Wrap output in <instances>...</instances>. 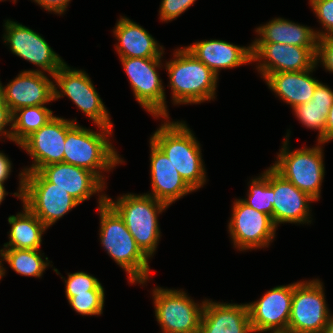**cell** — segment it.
Returning <instances> with one entry per match:
<instances>
[{"label":"cell","mask_w":333,"mask_h":333,"mask_svg":"<svg viewBox=\"0 0 333 333\" xmlns=\"http://www.w3.org/2000/svg\"><path fill=\"white\" fill-rule=\"evenodd\" d=\"M106 198V195L99 196L101 244L117 265L128 273L130 283L143 284L150 274L149 258L137 246L123 219Z\"/></svg>","instance_id":"obj_1"},{"label":"cell","mask_w":333,"mask_h":333,"mask_svg":"<svg viewBox=\"0 0 333 333\" xmlns=\"http://www.w3.org/2000/svg\"><path fill=\"white\" fill-rule=\"evenodd\" d=\"M150 140L162 150L193 190L205 184L200 144L184 122H164Z\"/></svg>","instance_id":"obj_2"},{"label":"cell","mask_w":333,"mask_h":333,"mask_svg":"<svg viewBox=\"0 0 333 333\" xmlns=\"http://www.w3.org/2000/svg\"><path fill=\"white\" fill-rule=\"evenodd\" d=\"M98 127L100 133L80 127L77 123L67 130L64 163L93 172L105 183L100 170L109 171L122 160L106 136L111 135L112 128Z\"/></svg>","instance_id":"obj_3"},{"label":"cell","mask_w":333,"mask_h":333,"mask_svg":"<svg viewBox=\"0 0 333 333\" xmlns=\"http://www.w3.org/2000/svg\"><path fill=\"white\" fill-rule=\"evenodd\" d=\"M166 63L174 104H194L211 100L218 76L186 48L178 49Z\"/></svg>","instance_id":"obj_4"},{"label":"cell","mask_w":333,"mask_h":333,"mask_svg":"<svg viewBox=\"0 0 333 333\" xmlns=\"http://www.w3.org/2000/svg\"><path fill=\"white\" fill-rule=\"evenodd\" d=\"M106 202L123 219L137 246L150 258L160 239L157 214L168 206L148 194H125L116 202L111 198H106Z\"/></svg>","instance_id":"obj_5"},{"label":"cell","mask_w":333,"mask_h":333,"mask_svg":"<svg viewBox=\"0 0 333 333\" xmlns=\"http://www.w3.org/2000/svg\"><path fill=\"white\" fill-rule=\"evenodd\" d=\"M19 191L15 196L23 201L48 228L79 203L56 184L49 182L39 171L19 174Z\"/></svg>","instance_id":"obj_6"},{"label":"cell","mask_w":333,"mask_h":333,"mask_svg":"<svg viewBox=\"0 0 333 333\" xmlns=\"http://www.w3.org/2000/svg\"><path fill=\"white\" fill-rule=\"evenodd\" d=\"M289 135L283 144L281 152L278 154V160L271 166L284 179L291 182L299 190L308 193L316 200L320 197L321 184L324 178L323 152L318 145L313 148L298 149L289 151Z\"/></svg>","instance_id":"obj_7"},{"label":"cell","mask_w":333,"mask_h":333,"mask_svg":"<svg viewBox=\"0 0 333 333\" xmlns=\"http://www.w3.org/2000/svg\"><path fill=\"white\" fill-rule=\"evenodd\" d=\"M155 316L163 333H199L205 301L201 306L183 291L154 288Z\"/></svg>","instance_id":"obj_8"},{"label":"cell","mask_w":333,"mask_h":333,"mask_svg":"<svg viewBox=\"0 0 333 333\" xmlns=\"http://www.w3.org/2000/svg\"><path fill=\"white\" fill-rule=\"evenodd\" d=\"M52 78L57 83L53 84L54 100L67 95L97 126L113 127L102 99L84 71L70 69L64 63ZM55 85H58L61 90H57Z\"/></svg>","instance_id":"obj_9"},{"label":"cell","mask_w":333,"mask_h":333,"mask_svg":"<svg viewBox=\"0 0 333 333\" xmlns=\"http://www.w3.org/2000/svg\"><path fill=\"white\" fill-rule=\"evenodd\" d=\"M320 280L293 283V299L288 322L295 333H324L329 314Z\"/></svg>","instance_id":"obj_10"},{"label":"cell","mask_w":333,"mask_h":333,"mask_svg":"<svg viewBox=\"0 0 333 333\" xmlns=\"http://www.w3.org/2000/svg\"><path fill=\"white\" fill-rule=\"evenodd\" d=\"M120 59L137 102L153 116L168 119L164 87L156 71L161 57Z\"/></svg>","instance_id":"obj_11"},{"label":"cell","mask_w":333,"mask_h":333,"mask_svg":"<svg viewBox=\"0 0 333 333\" xmlns=\"http://www.w3.org/2000/svg\"><path fill=\"white\" fill-rule=\"evenodd\" d=\"M233 206L229 231L235 248L242 250L268 247L277 228L272 217L237 199Z\"/></svg>","instance_id":"obj_12"},{"label":"cell","mask_w":333,"mask_h":333,"mask_svg":"<svg viewBox=\"0 0 333 333\" xmlns=\"http://www.w3.org/2000/svg\"><path fill=\"white\" fill-rule=\"evenodd\" d=\"M252 61L262 62L257 69L267 74L304 71L316 64L317 47H301L283 43H252Z\"/></svg>","instance_id":"obj_13"},{"label":"cell","mask_w":333,"mask_h":333,"mask_svg":"<svg viewBox=\"0 0 333 333\" xmlns=\"http://www.w3.org/2000/svg\"><path fill=\"white\" fill-rule=\"evenodd\" d=\"M76 122L54 116L39 130L32 133L21 144L34 159V163L23 172L39 171L42 167L64 162L67 130Z\"/></svg>","instance_id":"obj_14"},{"label":"cell","mask_w":333,"mask_h":333,"mask_svg":"<svg viewBox=\"0 0 333 333\" xmlns=\"http://www.w3.org/2000/svg\"><path fill=\"white\" fill-rule=\"evenodd\" d=\"M5 30L4 42L6 44L9 43L11 52L37 65L51 76L65 63L52 50L45 39L32 29L20 23L7 20Z\"/></svg>","instance_id":"obj_15"},{"label":"cell","mask_w":333,"mask_h":333,"mask_svg":"<svg viewBox=\"0 0 333 333\" xmlns=\"http://www.w3.org/2000/svg\"><path fill=\"white\" fill-rule=\"evenodd\" d=\"M293 299V284L277 286L265 293L262 298L248 303L252 331L287 330Z\"/></svg>","instance_id":"obj_16"},{"label":"cell","mask_w":333,"mask_h":333,"mask_svg":"<svg viewBox=\"0 0 333 333\" xmlns=\"http://www.w3.org/2000/svg\"><path fill=\"white\" fill-rule=\"evenodd\" d=\"M40 70L21 72L18 77L3 87L0 92L13 113L17 109L29 106H44L54 100V85Z\"/></svg>","instance_id":"obj_17"},{"label":"cell","mask_w":333,"mask_h":333,"mask_svg":"<svg viewBox=\"0 0 333 333\" xmlns=\"http://www.w3.org/2000/svg\"><path fill=\"white\" fill-rule=\"evenodd\" d=\"M150 147L152 193L148 195L169 206L194 191L152 140H150Z\"/></svg>","instance_id":"obj_18"},{"label":"cell","mask_w":333,"mask_h":333,"mask_svg":"<svg viewBox=\"0 0 333 333\" xmlns=\"http://www.w3.org/2000/svg\"><path fill=\"white\" fill-rule=\"evenodd\" d=\"M314 200L273 169V222L276 227L279 223L311 222L309 203Z\"/></svg>","instance_id":"obj_19"},{"label":"cell","mask_w":333,"mask_h":333,"mask_svg":"<svg viewBox=\"0 0 333 333\" xmlns=\"http://www.w3.org/2000/svg\"><path fill=\"white\" fill-rule=\"evenodd\" d=\"M39 172L49 182L66 190L79 204L105 188L93 172L64 162L46 165Z\"/></svg>","instance_id":"obj_20"},{"label":"cell","mask_w":333,"mask_h":333,"mask_svg":"<svg viewBox=\"0 0 333 333\" xmlns=\"http://www.w3.org/2000/svg\"><path fill=\"white\" fill-rule=\"evenodd\" d=\"M199 333H253L247 304L205 300Z\"/></svg>","instance_id":"obj_21"},{"label":"cell","mask_w":333,"mask_h":333,"mask_svg":"<svg viewBox=\"0 0 333 333\" xmlns=\"http://www.w3.org/2000/svg\"><path fill=\"white\" fill-rule=\"evenodd\" d=\"M217 76L219 69L235 68L252 62V47H240L223 40H207L185 47Z\"/></svg>","instance_id":"obj_22"},{"label":"cell","mask_w":333,"mask_h":333,"mask_svg":"<svg viewBox=\"0 0 333 333\" xmlns=\"http://www.w3.org/2000/svg\"><path fill=\"white\" fill-rule=\"evenodd\" d=\"M316 65L304 71L267 74L264 79L270 90L294 108L312 99L314 91L320 83L319 80L310 76V72H313Z\"/></svg>","instance_id":"obj_23"},{"label":"cell","mask_w":333,"mask_h":333,"mask_svg":"<svg viewBox=\"0 0 333 333\" xmlns=\"http://www.w3.org/2000/svg\"><path fill=\"white\" fill-rule=\"evenodd\" d=\"M113 32L119 41L116 49L120 58H154L163 54V47L152 35L129 18L119 19Z\"/></svg>","instance_id":"obj_24"},{"label":"cell","mask_w":333,"mask_h":333,"mask_svg":"<svg viewBox=\"0 0 333 333\" xmlns=\"http://www.w3.org/2000/svg\"><path fill=\"white\" fill-rule=\"evenodd\" d=\"M260 35L253 43H283L301 47H317L318 36L313 29L292 21L275 18L256 29Z\"/></svg>","instance_id":"obj_25"},{"label":"cell","mask_w":333,"mask_h":333,"mask_svg":"<svg viewBox=\"0 0 333 333\" xmlns=\"http://www.w3.org/2000/svg\"><path fill=\"white\" fill-rule=\"evenodd\" d=\"M23 208L24 212L8 218V222L11 225L9 231L10 241L4 244V247L27 250L39 249L42 242V234L47 227L25 205H23Z\"/></svg>","instance_id":"obj_26"},{"label":"cell","mask_w":333,"mask_h":333,"mask_svg":"<svg viewBox=\"0 0 333 333\" xmlns=\"http://www.w3.org/2000/svg\"><path fill=\"white\" fill-rule=\"evenodd\" d=\"M332 104L333 91L320 82L309 102L293 108L295 116L303 125L319 130L318 142L325 143L326 119Z\"/></svg>","instance_id":"obj_27"},{"label":"cell","mask_w":333,"mask_h":333,"mask_svg":"<svg viewBox=\"0 0 333 333\" xmlns=\"http://www.w3.org/2000/svg\"><path fill=\"white\" fill-rule=\"evenodd\" d=\"M54 117L46 106H29L13 112L11 140L20 145Z\"/></svg>","instance_id":"obj_28"},{"label":"cell","mask_w":333,"mask_h":333,"mask_svg":"<svg viewBox=\"0 0 333 333\" xmlns=\"http://www.w3.org/2000/svg\"><path fill=\"white\" fill-rule=\"evenodd\" d=\"M39 249H13L3 248L0 250V256L10 265L18 274L24 276L41 277L49 262H45L39 255Z\"/></svg>","instance_id":"obj_29"},{"label":"cell","mask_w":333,"mask_h":333,"mask_svg":"<svg viewBox=\"0 0 333 333\" xmlns=\"http://www.w3.org/2000/svg\"><path fill=\"white\" fill-rule=\"evenodd\" d=\"M248 199H241L253 209L267 214L273 220V168L270 167L259 178L252 179Z\"/></svg>","instance_id":"obj_30"},{"label":"cell","mask_w":333,"mask_h":333,"mask_svg":"<svg viewBox=\"0 0 333 333\" xmlns=\"http://www.w3.org/2000/svg\"><path fill=\"white\" fill-rule=\"evenodd\" d=\"M104 291H87L76 294L68 302L72 308L82 315H100L104 307Z\"/></svg>","instance_id":"obj_31"},{"label":"cell","mask_w":333,"mask_h":333,"mask_svg":"<svg viewBox=\"0 0 333 333\" xmlns=\"http://www.w3.org/2000/svg\"><path fill=\"white\" fill-rule=\"evenodd\" d=\"M65 283L67 300L76 296V294L87 293V291H104L98 279L85 272L68 274V279L65 280Z\"/></svg>","instance_id":"obj_32"},{"label":"cell","mask_w":333,"mask_h":333,"mask_svg":"<svg viewBox=\"0 0 333 333\" xmlns=\"http://www.w3.org/2000/svg\"><path fill=\"white\" fill-rule=\"evenodd\" d=\"M310 5L326 32H316L318 38L333 37V0H310Z\"/></svg>","instance_id":"obj_33"},{"label":"cell","mask_w":333,"mask_h":333,"mask_svg":"<svg viewBox=\"0 0 333 333\" xmlns=\"http://www.w3.org/2000/svg\"><path fill=\"white\" fill-rule=\"evenodd\" d=\"M196 0H162L160 5V19L172 21L185 12Z\"/></svg>","instance_id":"obj_34"},{"label":"cell","mask_w":333,"mask_h":333,"mask_svg":"<svg viewBox=\"0 0 333 333\" xmlns=\"http://www.w3.org/2000/svg\"><path fill=\"white\" fill-rule=\"evenodd\" d=\"M316 64L321 60L323 66L333 73V37L318 38Z\"/></svg>","instance_id":"obj_35"},{"label":"cell","mask_w":333,"mask_h":333,"mask_svg":"<svg viewBox=\"0 0 333 333\" xmlns=\"http://www.w3.org/2000/svg\"><path fill=\"white\" fill-rule=\"evenodd\" d=\"M12 117H13V113L11 112L9 106L5 103L1 92H0V135H6V137H8V139L11 140V130H12ZM11 123V129L10 131H6V129L4 127H6V125H10ZM5 129V130H4Z\"/></svg>","instance_id":"obj_36"},{"label":"cell","mask_w":333,"mask_h":333,"mask_svg":"<svg viewBox=\"0 0 333 333\" xmlns=\"http://www.w3.org/2000/svg\"><path fill=\"white\" fill-rule=\"evenodd\" d=\"M40 6L48 11L62 14L66 10L70 0H34Z\"/></svg>","instance_id":"obj_37"},{"label":"cell","mask_w":333,"mask_h":333,"mask_svg":"<svg viewBox=\"0 0 333 333\" xmlns=\"http://www.w3.org/2000/svg\"><path fill=\"white\" fill-rule=\"evenodd\" d=\"M11 173V162L5 154L0 152V183L8 179Z\"/></svg>","instance_id":"obj_38"},{"label":"cell","mask_w":333,"mask_h":333,"mask_svg":"<svg viewBox=\"0 0 333 333\" xmlns=\"http://www.w3.org/2000/svg\"><path fill=\"white\" fill-rule=\"evenodd\" d=\"M332 139H333V104L329 108V113L326 119L325 142L331 141Z\"/></svg>","instance_id":"obj_39"},{"label":"cell","mask_w":333,"mask_h":333,"mask_svg":"<svg viewBox=\"0 0 333 333\" xmlns=\"http://www.w3.org/2000/svg\"><path fill=\"white\" fill-rule=\"evenodd\" d=\"M324 333H333V316L329 315Z\"/></svg>","instance_id":"obj_40"},{"label":"cell","mask_w":333,"mask_h":333,"mask_svg":"<svg viewBox=\"0 0 333 333\" xmlns=\"http://www.w3.org/2000/svg\"><path fill=\"white\" fill-rule=\"evenodd\" d=\"M5 195H7V193L5 191L4 184L0 183V204L4 200Z\"/></svg>","instance_id":"obj_41"},{"label":"cell","mask_w":333,"mask_h":333,"mask_svg":"<svg viewBox=\"0 0 333 333\" xmlns=\"http://www.w3.org/2000/svg\"><path fill=\"white\" fill-rule=\"evenodd\" d=\"M270 333H295V332L289 330H277V331H271Z\"/></svg>","instance_id":"obj_42"},{"label":"cell","mask_w":333,"mask_h":333,"mask_svg":"<svg viewBox=\"0 0 333 333\" xmlns=\"http://www.w3.org/2000/svg\"><path fill=\"white\" fill-rule=\"evenodd\" d=\"M4 273H5V269L3 268V265H2V263L0 261V279L2 278V276L5 275Z\"/></svg>","instance_id":"obj_43"}]
</instances>
